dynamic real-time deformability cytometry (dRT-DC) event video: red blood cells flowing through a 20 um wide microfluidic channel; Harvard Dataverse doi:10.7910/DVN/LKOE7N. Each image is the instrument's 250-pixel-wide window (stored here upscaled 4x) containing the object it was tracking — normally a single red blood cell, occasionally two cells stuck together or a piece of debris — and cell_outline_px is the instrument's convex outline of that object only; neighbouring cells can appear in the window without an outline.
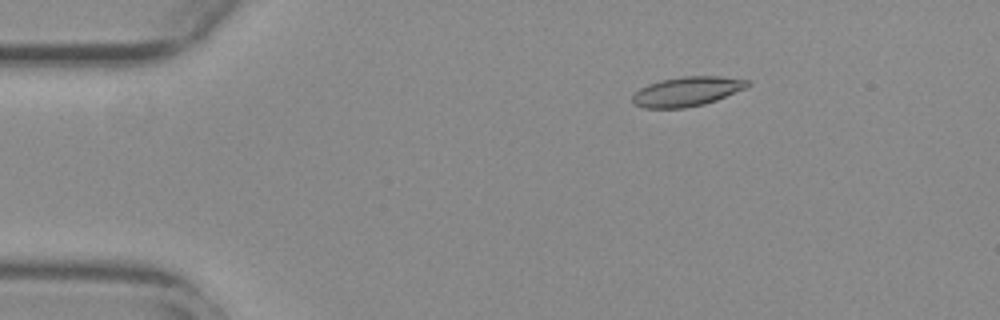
{"species": "common noctule bat (a hibernating species)", "species_latin": "Nyctalus noctula", "temperature_condition": "warm", "stored_images_in_passage": 56, "camera_frame_rate_fps": 3000, "um_per_image_px": 0.085, "animal": {"sex": "female", "body_mass_g": 29.2, "forearm_length_mm": 56.3}, "frame": {"image": 1, "passage_image": 10, "time_ms": 3.0, "image_size_px": [1000, 320], "cell_outline_px": [[752, 84], [748, 88], [716, 100], [704, 104], [684, 108], [644, 108], [636, 104], [632, 100], [632, 96], [640, 88], [648, 84], [660, 80], [684, 76], [720, 76], [752, 80]], "centroid_in_image_um": [58.47, 7.76], "position_along_channel_um": 26.5, "area_um2": 19.94}}
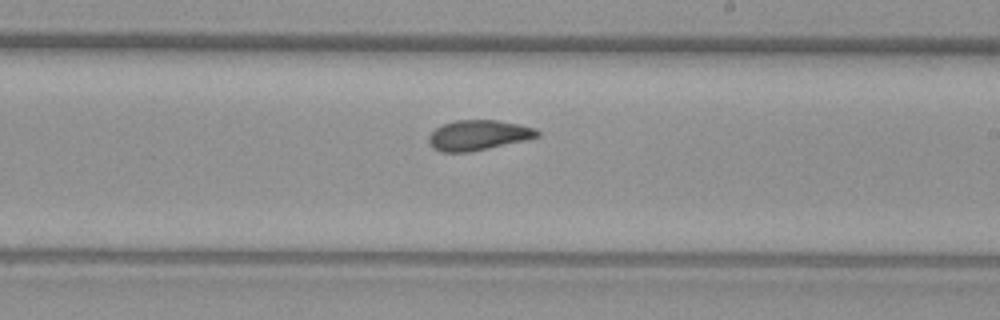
{"frame": {"image": 2, "passage_image": 33, "time_ms": 10.667, "image_size_px": [1000, 320], "cell_outline_px": [[540, 136], [528, 140], [468, 152], [444, 152], [432, 148], [428, 144], [428, 136], [440, 124], [456, 120], [496, 120], [520, 124], [536, 128], [540, 132]], "centroid_in_image_um": [40.66, 11.48], "position_along_channel_um": 248.3, "area_um2": 19.31}}
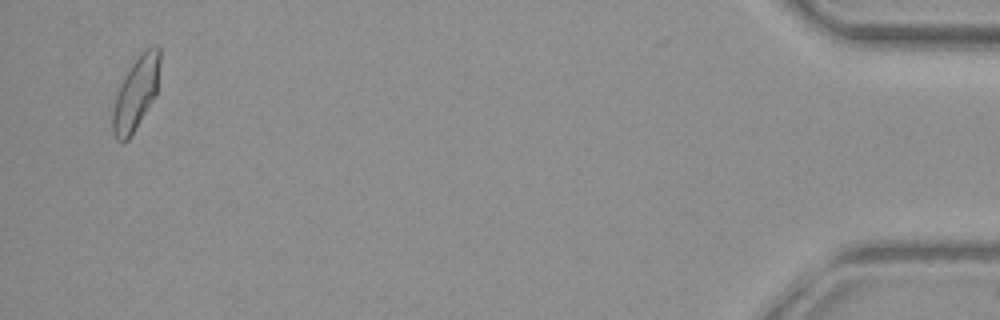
{"frame": {"image": 3, "passage_image": 54, "time_ms": 17.667, "image_size_px": [1000, 320], "cell_outline_px": [[160, 60], [156, 96], [128, 140], [116, 140], [112, 132], [112, 108], [120, 84], [124, 76], [140, 52], [148, 48], [160, 48]], "centroid_in_image_um": [11.54, 7.95], "position_along_channel_um": 423.7, "area_um2": 19.88}, "authors_computed_cell_mechanics": {"area_um2": 19.3052, "velocity_mm_per_s": 3.7792, "shape_relaxation_time_tau1_ms": null, "shape_relaxation_time_tau2_ms": 2.1315, "deformation_change_tau1": null, "deformation_change_tau2": 0.0765}}